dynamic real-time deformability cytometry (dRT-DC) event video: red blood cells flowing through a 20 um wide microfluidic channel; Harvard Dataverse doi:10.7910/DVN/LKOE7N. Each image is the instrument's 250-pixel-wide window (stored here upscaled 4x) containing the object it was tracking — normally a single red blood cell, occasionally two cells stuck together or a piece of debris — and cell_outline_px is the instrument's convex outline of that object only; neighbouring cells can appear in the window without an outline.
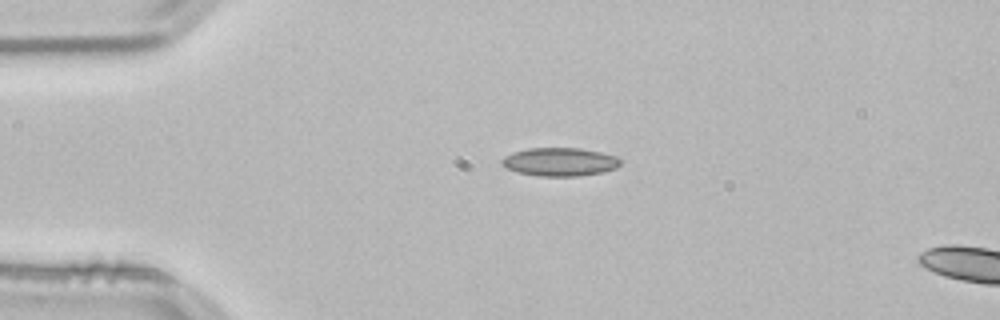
{"species": "common noctule bat (a hibernating species)", "species_latin": "Nyctalus noctula", "temperature_condition": "room temperature", "stored_images_in_passage": 5, "camera_frame_rate_fps": 3000, "um_per_image_px": 0.085, "animal": {"sex": "male", "body_mass_g": 21.5, "forearm_length_mm": 52.0}, "frame": {"image": 1, "passage_image": 1, "time_ms": 0.0, "image_size_px": [1000, 320], "cell_outline_px": [[620, 164], [616, 168], [604, 172], [580, 176], [540, 176], [516, 172], [500, 164], [500, 160], [504, 156], [512, 152], [528, 148], [580, 148], [600, 152], [616, 156], [620, 160]], "centroid_in_image_um": [47.56, 13.76], "position_along_channel_um": 37.4, "area_um2": 19.71}}